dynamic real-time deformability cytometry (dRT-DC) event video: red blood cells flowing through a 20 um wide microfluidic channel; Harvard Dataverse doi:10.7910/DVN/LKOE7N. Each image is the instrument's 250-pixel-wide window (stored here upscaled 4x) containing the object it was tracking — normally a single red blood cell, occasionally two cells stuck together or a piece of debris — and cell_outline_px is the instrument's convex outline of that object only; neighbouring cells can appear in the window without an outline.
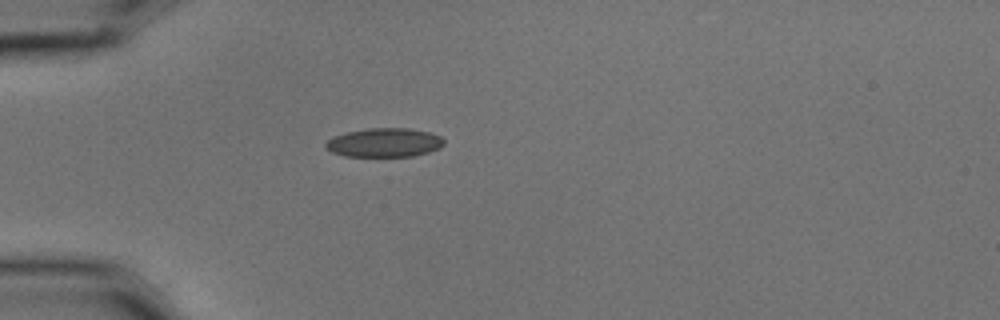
{"species": "common noctule bat (a hibernating species)", "species_latin": "Nyctalus noctula", "temperature_condition": "cold", "stored_images_in_passage": 2, "camera_frame_rate_fps": 3000, "um_per_image_px": 0.085, "animal": {"sex": "male", "body_mass_g": 15.6}, "frame": {"image": 1, "passage_image": 1, "time_ms": 0.0, "image_size_px": [1000, 320], "cell_outline_px": [[444, 144], [440, 148], [428, 152], [412, 156], [344, 156], [332, 152], [324, 148], [324, 144], [332, 136], [348, 132], [368, 128], [408, 128], [428, 132], [440, 136], [444, 140]], "centroid_in_image_um": [32.64, 12.12], "position_along_channel_um": 52.4, "area_um2": 19.94}}